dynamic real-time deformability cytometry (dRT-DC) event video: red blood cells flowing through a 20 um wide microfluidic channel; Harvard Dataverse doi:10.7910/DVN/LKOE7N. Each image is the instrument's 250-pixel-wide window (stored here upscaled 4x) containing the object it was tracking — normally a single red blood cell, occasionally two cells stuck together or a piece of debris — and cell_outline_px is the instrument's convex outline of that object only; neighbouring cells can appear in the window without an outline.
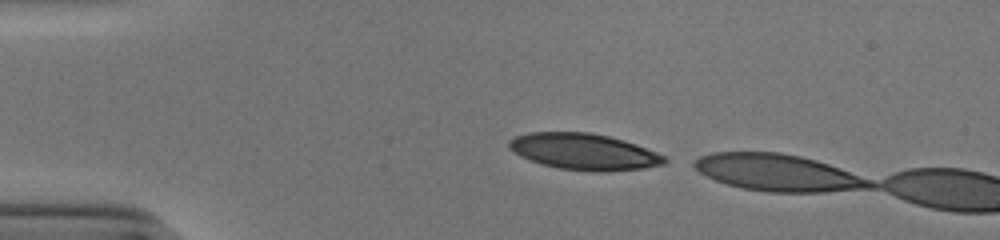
{"species": "human", "species_latin": "Homo sapiens", "temperature_condition": "cold", "stored_images_in_passage": 3, "camera_frame_rate_fps": 3000, "um_per_image_px": 0.085, "donor": {"sex": "male"}, "frame": {"image": 1, "passage_image": 1, "time_ms": 0.0, "image_size_px": [1000, 240], "cell_outline_px": [[668, 160], [664, 164], [644, 168], [604, 172], [600, 172], [560, 168], [544, 164], [520, 156], [508, 148], [508, 140], [516, 136], [528, 132], [592, 132], [624, 140], [636, 144], [656, 152], [664, 156]], "centroid_in_image_um": [49.64, 12.88], "position_along_channel_um": 35.4, "area_um2": 32.77}}